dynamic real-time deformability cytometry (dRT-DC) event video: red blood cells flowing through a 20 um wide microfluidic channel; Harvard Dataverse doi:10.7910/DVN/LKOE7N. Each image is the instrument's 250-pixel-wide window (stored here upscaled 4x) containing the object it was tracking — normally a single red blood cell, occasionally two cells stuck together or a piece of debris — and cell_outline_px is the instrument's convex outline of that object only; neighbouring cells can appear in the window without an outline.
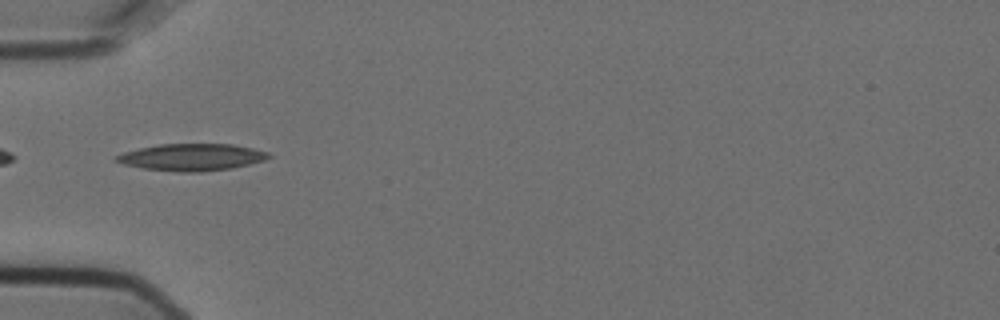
{"species": "Egyptian fruit bat (a non-hibernating species)", "species_latin": "Rousettus aegyptiacus", "temperature_condition": "cold", "stored_images_in_passage": 4, "camera_frame_rate_fps": 3000, "um_per_image_px": 0.085, "animal": {"sex": "female"}, "frame": {"image": 1, "passage_image": 2, "time_ms": 0.333, "image_size_px": [1000, 320], "cell_outline_px": [[272, 156], [264, 160], [232, 168], [200, 172], [180, 172], [140, 168], [124, 164], [112, 160], [116, 156], [124, 152], [140, 148], [160, 144], [232, 144], [252, 148], [268, 152]], "centroid_in_image_um": [16.28, 13.36], "position_along_channel_um": 68.7, "area_um2": 23.87}}
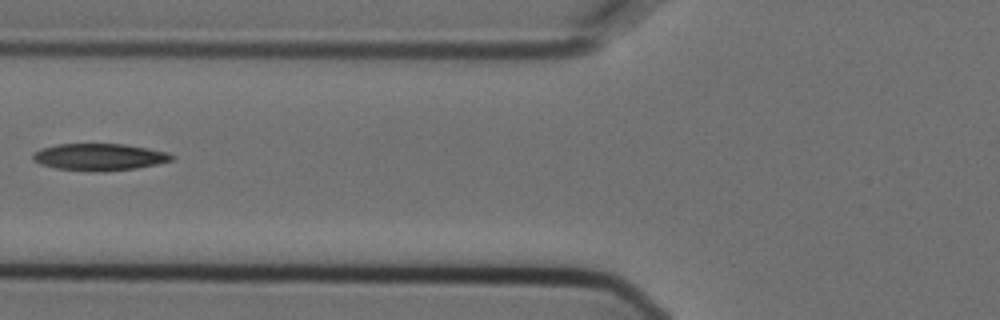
{"frame": {"image": 2, "passage_image": 3, "time_ms": 0.667, "image_size_px": [1000, 320], "cell_outline_px": [[176, 160], [136, 168], [104, 172], [96, 172], [56, 168], [40, 164], [32, 160], [32, 152], [56, 144], [124, 144], [148, 148], [168, 152], [176, 156]], "centroid_in_image_um": [8.48, 13.35], "position_along_channel_um": 117.3, "area_um2": 22.02}}
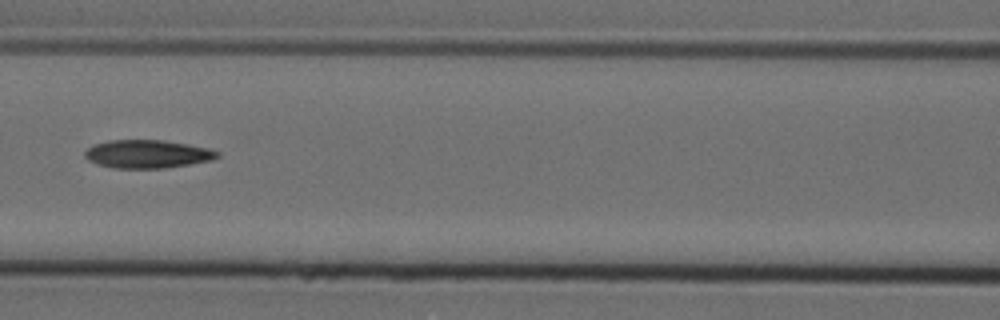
{"frame": {"image": 3, "passage_image": 4, "time_ms": 1.0, "image_size_px": [1000, 320], "cell_outline_px": [[220, 156], [212, 160], [164, 168], [112, 168], [96, 164], [88, 160], [84, 156], [84, 152], [92, 144], [108, 140], [164, 140], [188, 144], [208, 148], [220, 152]], "centroid_in_image_um": [12.5, 13.09], "position_along_channel_um": 154.1, "area_um2": 21.91}}